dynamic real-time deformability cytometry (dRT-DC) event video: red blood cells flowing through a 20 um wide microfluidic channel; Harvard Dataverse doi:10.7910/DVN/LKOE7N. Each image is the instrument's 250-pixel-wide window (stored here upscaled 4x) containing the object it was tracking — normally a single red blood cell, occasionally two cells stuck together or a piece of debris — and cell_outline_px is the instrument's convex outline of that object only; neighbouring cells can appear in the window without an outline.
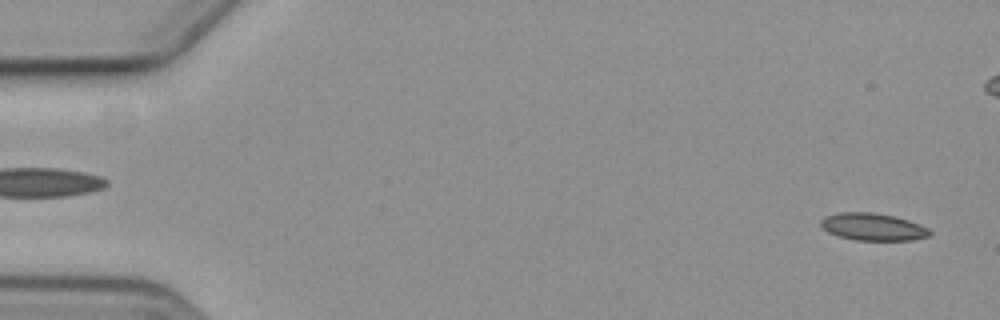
{"species": "common noctule bat (a hibernating species)", "species_latin": "Nyctalus noctula", "temperature_condition": "cold", "stored_images_in_passage": 5, "camera_frame_rate_fps": 3000, "um_per_image_px": 0.085, "animal": {"sex": "female", "body_mass_g": 19.3, "forearm_length_mm": 54.1}, "frame": {"image": 1, "passage_image": 5, "time_ms": 4.667, "image_size_px": [1000, 320], "cell_outline_px": [[932, 236], [912, 240], [856, 240], [840, 236], [828, 232], [820, 228], [820, 220], [824, 216], [840, 212], [872, 212], [896, 216], [920, 224], [928, 228], [932, 232]], "centroid_in_image_um": [74.2, 19.27], "position_along_channel_um": 10.8, "area_um2": 17.57}}